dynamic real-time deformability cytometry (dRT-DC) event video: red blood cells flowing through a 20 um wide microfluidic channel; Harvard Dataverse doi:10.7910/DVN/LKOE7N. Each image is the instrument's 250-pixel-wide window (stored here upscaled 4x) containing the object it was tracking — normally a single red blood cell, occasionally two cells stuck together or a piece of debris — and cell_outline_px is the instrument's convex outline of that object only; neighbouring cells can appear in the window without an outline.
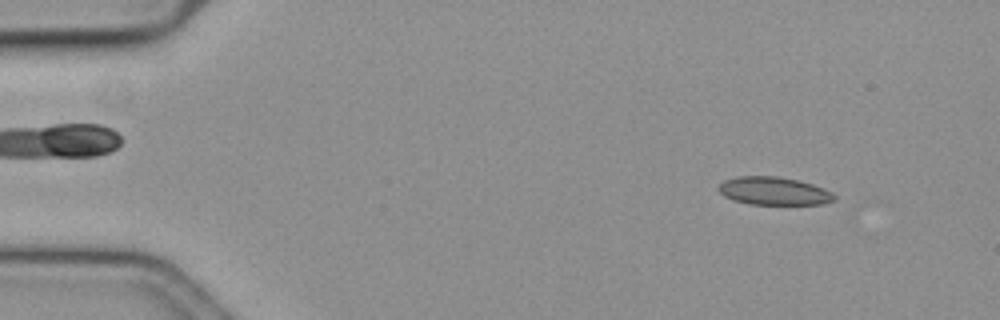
{"species": "common noctule bat (a hibernating species)", "species_latin": "Nyctalus noctula", "temperature_condition": "cold", "stored_images_in_passage": 11, "camera_frame_rate_fps": 3000, "um_per_image_px": 0.085, "animal": {"sex": "female", "body_mass_g": 19.3, "forearm_length_mm": 54.1}, "frame": {"image": 1, "passage_image": 6, "time_ms": 1.667, "image_size_px": [1000, 320], "cell_outline_px": [[836, 200], [824, 204], [748, 204], [732, 200], [724, 196], [716, 188], [724, 180], [740, 176], [776, 176], [796, 180], [812, 184], [832, 192], [836, 196]], "centroid_in_image_um": [65.76, 16.24], "position_along_channel_um": 19.2, "area_um2": 18.9}}